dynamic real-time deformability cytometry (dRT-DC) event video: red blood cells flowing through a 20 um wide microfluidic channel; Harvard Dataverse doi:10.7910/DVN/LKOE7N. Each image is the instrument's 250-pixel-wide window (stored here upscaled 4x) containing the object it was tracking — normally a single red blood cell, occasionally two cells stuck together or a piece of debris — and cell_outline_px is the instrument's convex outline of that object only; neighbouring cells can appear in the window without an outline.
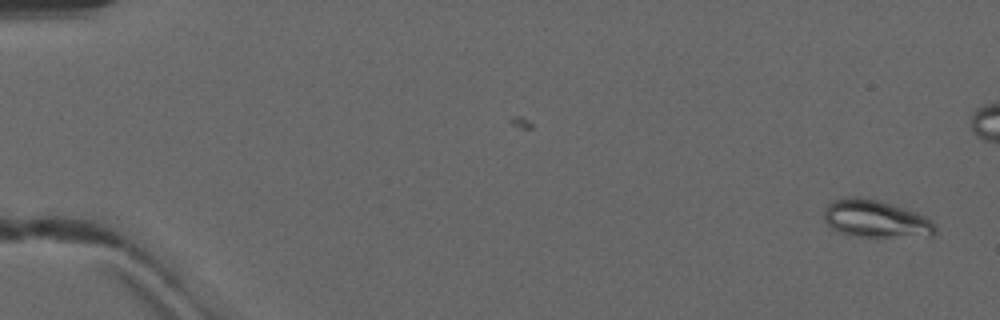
{"species": "common noctule bat (a hibernating species)", "species_latin": "Nyctalus noctula", "temperature_condition": "warm", "stored_images_in_passage": 51, "camera_frame_rate_fps": 3000, "um_per_image_px": 0.085, "animal": {"sex": "male", "forearm_length_mm": 52.5}, "frame": {"image": 1, "passage_image": 2, "time_ms": 0.333, "image_size_px": [1000, 320], "cell_outline_px": [[936, 232], [932, 236], [860, 236], [840, 232], [832, 228], [824, 220], [824, 212], [828, 204], [832, 200], [848, 196], [856, 196], [876, 200], [904, 208], [928, 216], [936, 224]], "centroid_in_image_um": [74.46, 18.59], "position_along_channel_um": 10.5, "area_um2": 24.16}}
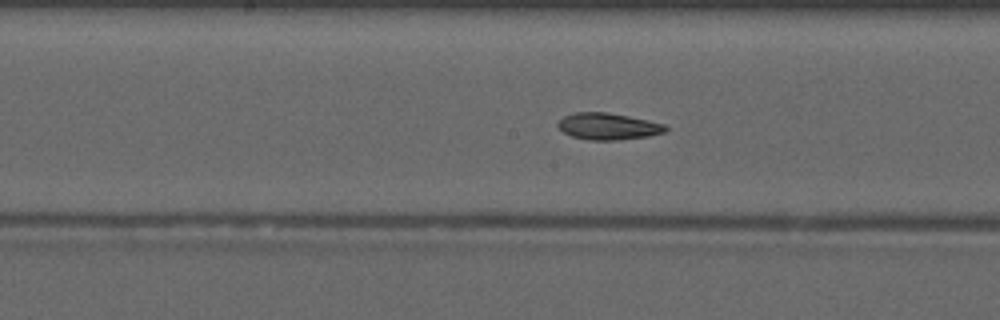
{"frame": {"image": 2, "passage_image": 27, "time_ms": 8.667, "image_size_px": [1000, 320], "cell_outline_px": [[668, 128], [664, 132], [648, 136], [616, 140], [588, 140], [572, 136], [564, 132], [556, 124], [564, 116], [572, 112], [604, 112], [628, 116], [648, 120], [664, 124]], "centroid_in_image_um": [51.67, 10.73], "position_along_channel_um": 196.5, "area_um2": 16.59}}
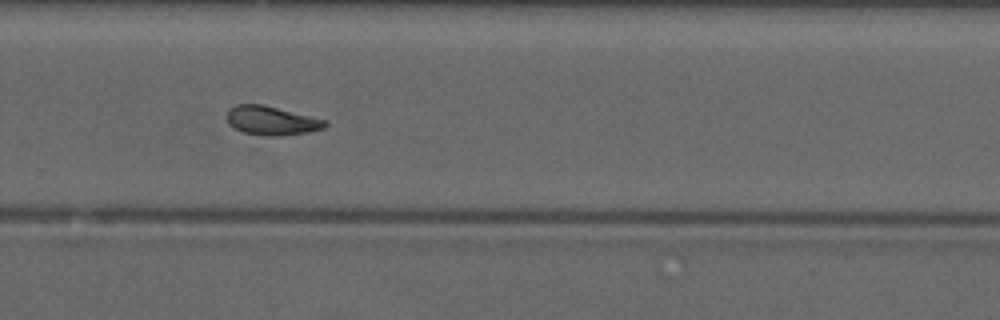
{"frame": {"image": 3, "passage_image": 35, "time_ms": 11.333, "image_size_px": [1000, 320], "cell_outline_px": [[328, 124], [324, 128], [308, 132], [276, 136], [264, 136], [244, 132], [228, 124], [224, 116], [228, 108], [236, 104], [260, 104], [328, 120]], "centroid_in_image_um": [23.04, 10.24], "position_along_channel_um": 306.8, "area_um2": 16.65}, "authors_computed_cell_mechanics": {"area_um2": 17.051, "velocity_mm_per_s": 4.1547, "shape_relaxation_time_tau1_ms": null, "shape_relaxation_time_tau2_ms": 3.3479, "deformation_change_tau1": null, "deformation_change_tau2": 0.092}}